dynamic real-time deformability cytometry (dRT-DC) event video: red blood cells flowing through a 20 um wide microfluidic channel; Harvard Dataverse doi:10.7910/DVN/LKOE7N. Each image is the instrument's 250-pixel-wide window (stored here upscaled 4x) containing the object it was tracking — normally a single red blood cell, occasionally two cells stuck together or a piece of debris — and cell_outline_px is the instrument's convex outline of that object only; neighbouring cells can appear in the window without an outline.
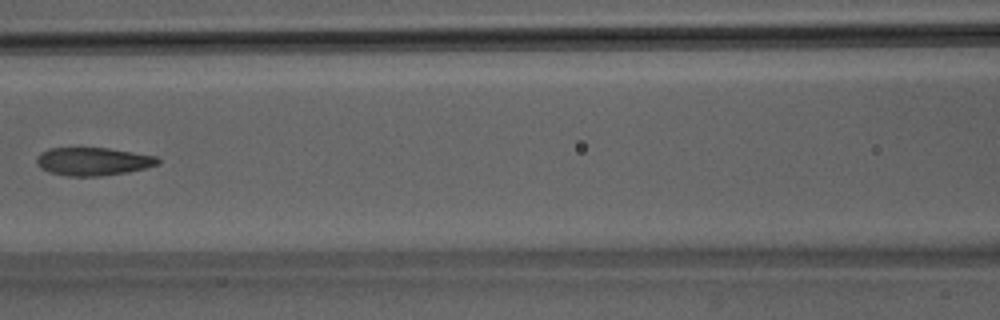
{"species": "Egyptian fruit bat (a non-hibernating species)", "species_latin": "Rousettus aegyptiacus", "temperature_condition": "room temperature", "stored_images_in_passage": 8, "camera_frame_rate_fps": 3000, "um_per_image_px": 0.085, "animal": {"sex": "male"}, "frame": {"image": 1, "passage_image": 6, "time_ms": 1.667, "image_size_px": [1000, 320], "cell_outline_px": [[160, 164], [128, 172], [100, 176], [68, 176], [48, 172], [40, 168], [36, 164], [36, 156], [40, 152], [48, 148], [108, 148], [156, 156], [160, 160]], "centroid_in_image_um": [7.87, 13.72], "position_along_channel_um": 158.7, "area_um2": 19.94}}